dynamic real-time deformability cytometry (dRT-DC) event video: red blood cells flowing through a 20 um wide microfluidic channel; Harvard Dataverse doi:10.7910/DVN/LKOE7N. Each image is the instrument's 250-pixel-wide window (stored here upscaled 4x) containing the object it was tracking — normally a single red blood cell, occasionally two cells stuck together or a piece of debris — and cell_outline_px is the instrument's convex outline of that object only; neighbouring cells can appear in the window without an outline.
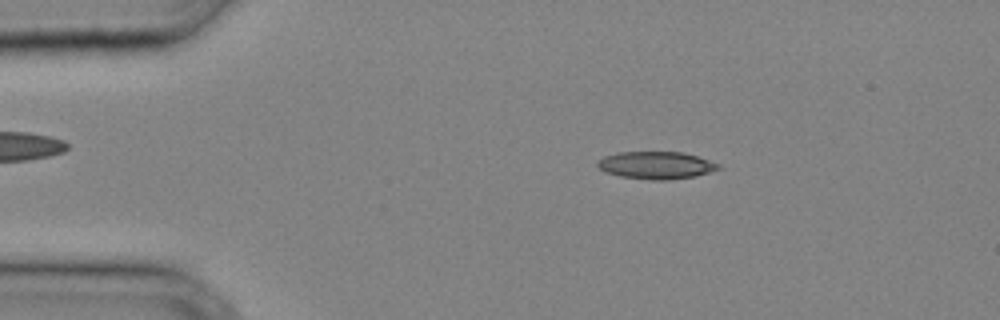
{"species": "common noctule bat (a hibernating species)", "species_latin": "Nyctalus noctula", "temperature_condition": "cold", "stored_images_in_passage": 34, "camera_frame_rate_fps": 3000, "um_per_image_px": 0.085, "animal": {"sex": "male", "body_mass_g": 20.4}, "frame": {"image": 1, "passage_image": 6, "time_ms": 1.667, "image_size_px": [1000, 320], "cell_outline_px": [[720, 168], [696, 176], [668, 180], [652, 180], [620, 176], [604, 172], [596, 164], [596, 160], [604, 156], [616, 152], [684, 152], [720, 164]], "centroid_in_image_um": [55.72, 14.04], "position_along_channel_um": 29.3, "area_um2": 19.36}}
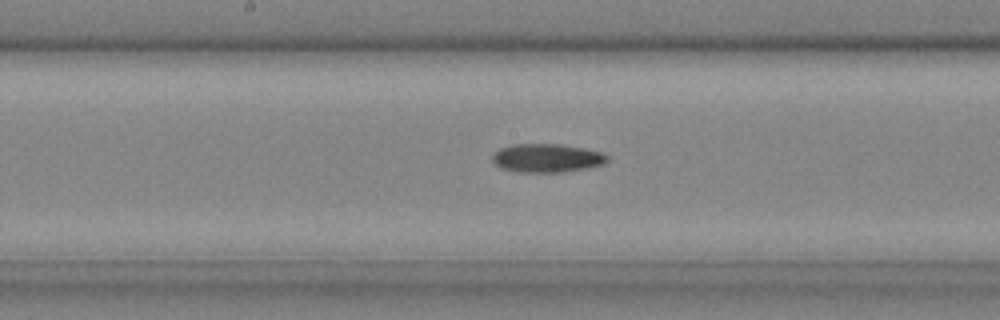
{"frame": {"image": 2, "passage_image": 18, "time_ms": 5.667, "image_size_px": [1000, 320], "cell_outline_px": [[608, 160], [604, 164], [588, 168], [560, 172], [520, 172], [500, 168], [492, 160], [492, 152], [500, 148], [512, 144], [560, 144], [584, 148], [600, 152], [608, 156]], "centroid_in_image_um": [46.46, 13.43], "position_along_channel_um": 201.7, "area_um2": 19.19}}
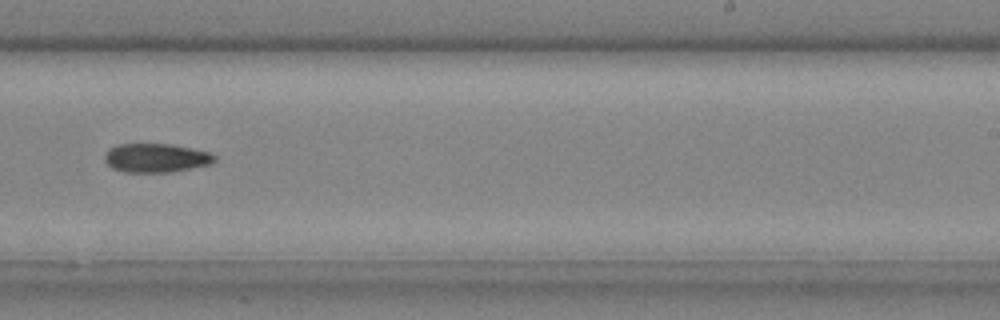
{"frame": {"image": 3, "passage_image": 22, "time_ms": 7.0, "image_size_px": [1000, 320], "cell_outline_px": [[216, 160], [212, 164], [168, 172], [124, 172], [112, 168], [104, 160], [104, 156], [108, 148], [116, 144], [172, 144], [212, 152], [216, 156]], "centroid_in_image_um": [13.27, 13.41], "position_along_channel_um": 275.7, "area_um2": 18.67}}